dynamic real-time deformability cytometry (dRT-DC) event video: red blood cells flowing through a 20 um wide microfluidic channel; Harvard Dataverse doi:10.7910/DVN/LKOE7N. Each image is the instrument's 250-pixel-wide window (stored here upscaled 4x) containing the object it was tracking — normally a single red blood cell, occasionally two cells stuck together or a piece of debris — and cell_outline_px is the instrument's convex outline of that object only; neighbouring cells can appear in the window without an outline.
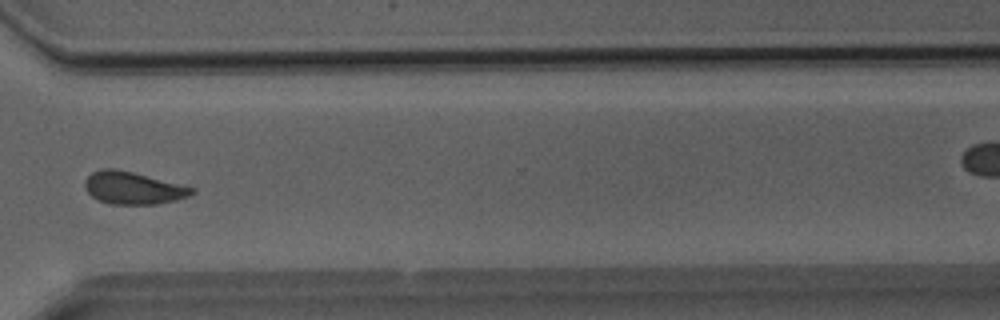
{"species": "Egyptian fruit bat (a non-hibernating species)", "species_latin": "Rousettus aegyptiacus", "temperature_condition": "room temperature", "stored_images_in_passage": 37, "camera_frame_rate_fps": 3000, "um_per_image_px": 0.085, "animal": {"sex": "male"}, "frame": {"image": 1, "passage_image": 27, "time_ms": 8.667, "image_size_px": [1000, 320], "cell_outline_px": [[196, 192], [188, 196], [176, 200], [156, 204], [108, 204], [92, 196], [88, 192], [84, 184], [84, 180], [92, 172], [104, 168], [116, 168], [196, 188]], "centroid_in_image_um": [11.31, 15.98], "position_along_channel_um": 359.3, "area_um2": 20.11}}
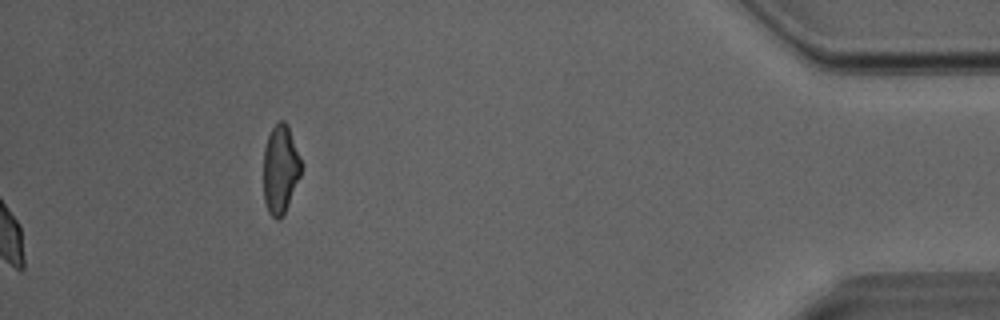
{"frame": {"image": 2, "passage_image": 37, "time_ms": 12.0, "image_size_px": [1000, 320], "cell_outline_px": [[304, 164], [300, 176], [288, 204], [280, 220], [276, 220], [268, 212], [264, 200], [264, 148], [268, 136], [272, 128], [280, 120], [284, 120], [288, 124]], "centroid_in_image_um": [23.86, 14.36], "position_along_channel_um": 411.3, "area_um2": 19.71}}